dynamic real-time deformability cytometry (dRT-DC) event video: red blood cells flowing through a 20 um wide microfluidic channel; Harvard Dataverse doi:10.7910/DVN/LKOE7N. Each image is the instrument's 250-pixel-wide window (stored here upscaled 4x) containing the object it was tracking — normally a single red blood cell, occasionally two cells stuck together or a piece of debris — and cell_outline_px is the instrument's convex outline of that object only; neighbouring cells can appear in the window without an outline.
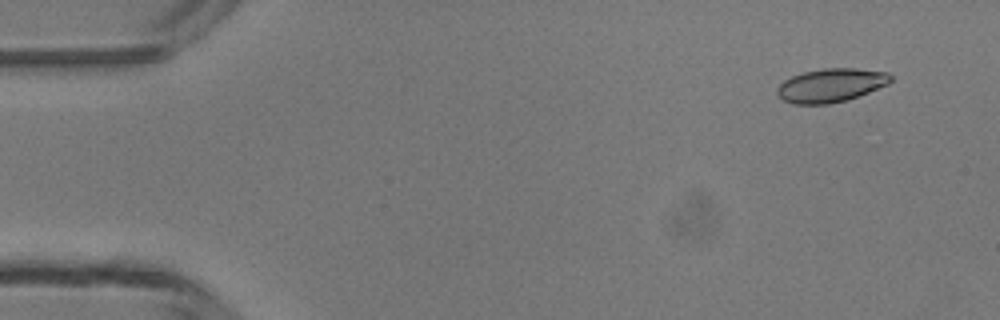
{"species": "common noctule bat (a hibernating species)", "species_latin": "Nyctalus noctula", "temperature_condition": "room temperature", "stored_images_in_passage": 4, "camera_frame_rate_fps": 3000, "um_per_image_px": 0.085, "animal": {"sex": "male", "body_mass_g": 13.3}, "frame": {"image": 1, "passage_image": 1, "time_ms": 0.0, "image_size_px": [1000, 320], "cell_outline_px": [[892, 80], [888, 84], [848, 100], [828, 104], [792, 104], [784, 100], [776, 92], [776, 88], [784, 80], [792, 76], [804, 72], [824, 68], [856, 68], [888, 72], [892, 76]], "centroid_in_image_um": [70.63, 7.25], "position_along_channel_um": 14.4, "area_um2": 22.25}}
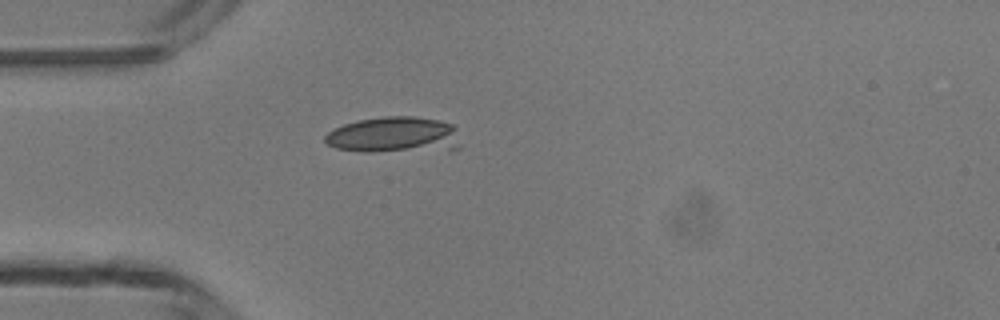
{"frame": {"image": 2, "passage_image": 4, "time_ms": 3.333, "image_size_px": [1000, 320], "cell_outline_px": [[460, 148], [372, 152], [368, 152], [336, 148], [328, 144], [324, 140], [324, 136], [328, 132], [344, 124], [356, 120], [384, 116], [412, 116], [440, 120], [452, 124], [456, 128], [460, 144]], "centroid_in_image_um": [33.49, 11.45], "position_along_channel_um": 51.5, "area_um2": 28.38}}